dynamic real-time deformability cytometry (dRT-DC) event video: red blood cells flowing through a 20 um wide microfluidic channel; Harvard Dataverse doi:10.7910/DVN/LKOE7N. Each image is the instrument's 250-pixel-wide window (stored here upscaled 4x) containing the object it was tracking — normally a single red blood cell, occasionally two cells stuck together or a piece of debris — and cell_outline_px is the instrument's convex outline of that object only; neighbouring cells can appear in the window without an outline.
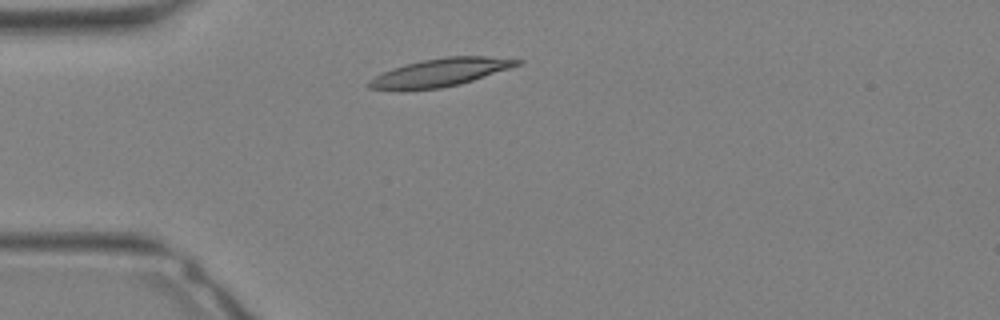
{"species": "Egyptian fruit bat (a non-hibernating species)", "species_latin": "Rousettus aegyptiacus", "temperature_condition": "warm", "stored_images_in_passage": 28, "camera_frame_rate_fps": 3000, "um_per_image_px": 0.085, "animal": {"sex": "female"}, "frame": {"image": 1, "passage_image": 4, "time_ms": 1.0, "image_size_px": [1000, 320], "cell_outline_px": [[524, 60], [520, 64], [460, 84], [440, 88], [368, 88], [368, 80], [392, 68], [404, 64], [420, 60], [448, 56], [484, 56]], "centroid_in_image_um": [37.46, 6.12], "position_along_channel_um": 47.5, "area_um2": 23.29}}
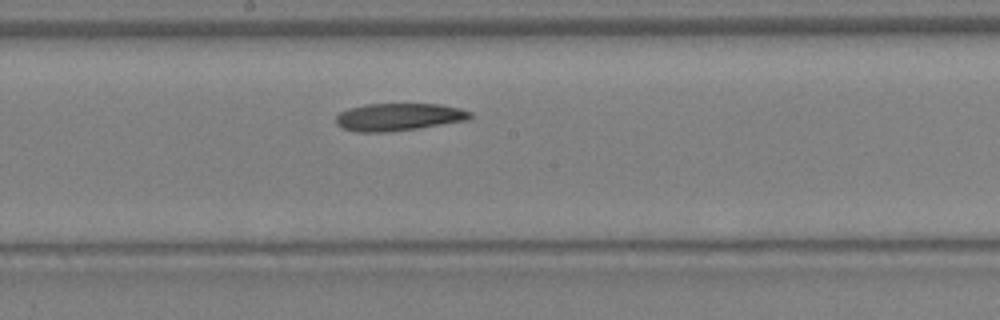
{"frame": {"image": 2, "passage_image": 13, "time_ms": 4.0, "image_size_px": [1000, 320], "cell_outline_px": [[472, 116], [468, 120], [416, 128], [384, 132], [356, 132], [344, 128], [336, 124], [336, 116], [340, 112], [348, 108], [364, 104], [440, 104], [460, 108], [472, 112]], "centroid_in_image_um": [33.87, 9.93], "position_along_channel_um": 214.3, "area_um2": 21.44}}
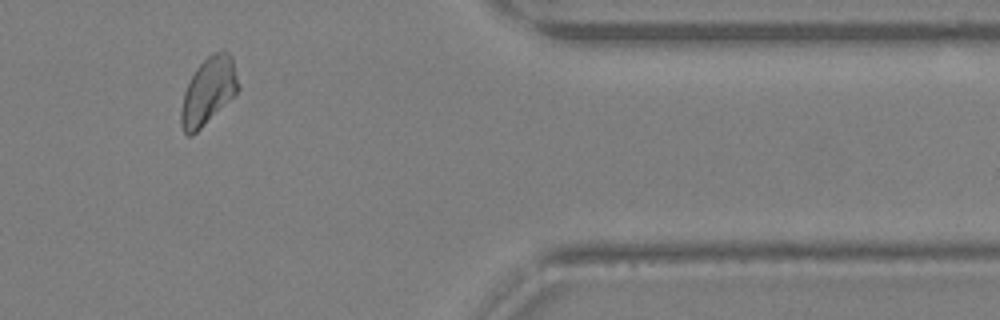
{"frame": {"image": 3, "passage_image": 23, "time_ms": 7.333, "image_size_px": [1000, 320], "cell_outline_px": [[240, 88], [192, 136], [188, 136], [184, 132], [180, 124], [180, 108], [184, 92], [196, 68], [208, 56], [224, 48], [232, 56]], "centroid_in_image_um": [17.69, 7.71], "position_along_channel_um": 393.7, "area_um2": 21.96}}